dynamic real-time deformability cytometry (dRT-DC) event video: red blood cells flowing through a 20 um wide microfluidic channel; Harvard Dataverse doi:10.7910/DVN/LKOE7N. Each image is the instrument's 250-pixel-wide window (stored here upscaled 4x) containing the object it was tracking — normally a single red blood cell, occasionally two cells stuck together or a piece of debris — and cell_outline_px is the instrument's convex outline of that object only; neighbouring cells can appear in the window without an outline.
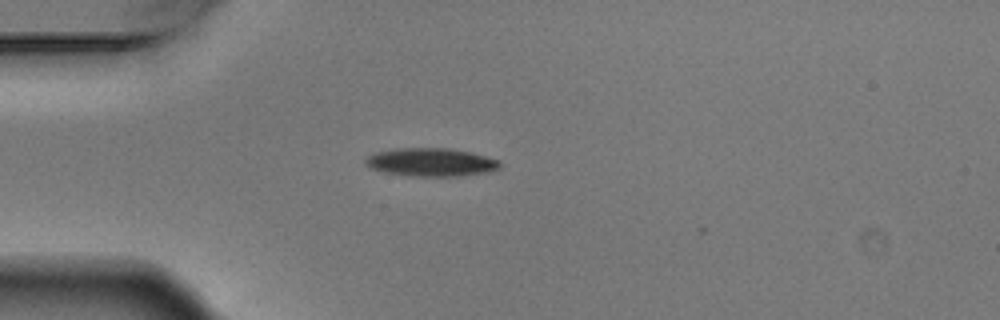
{"species": "Egyptian fruit bat (a non-hibernating species)", "species_latin": "Rousettus aegyptiacus", "temperature_condition": "warm", "stored_images_in_passage": 4, "camera_frame_rate_fps": 3000, "um_per_image_px": 0.085, "animal": {"sex": "male"}, "frame": {"image": 1, "passage_image": 4, "time_ms": 1.0, "image_size_px": [1000, 320], "cell_outline_px": [[500, 168], [488, 172], [456, 176], [408, 176], [384, 172], [368, 168], [364, 164], [364, 160], [368, 156], [376, 152], [396, 148], [452, 148], [472, 152], [500, 160]], "centroid_in_image_um": [36.62, 13.78], "position_along_channel_um": 48.4, "area_um2": 22.37}}